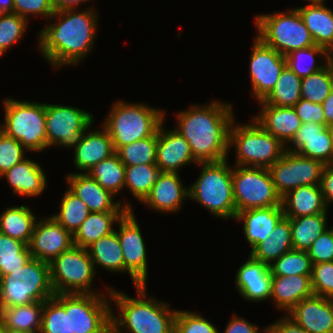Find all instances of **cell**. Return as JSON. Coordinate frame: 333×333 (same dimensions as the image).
Listing matches in <instances>:
<instances>
[{"label": "cell", "mask_w": 333, "mask_h": 333, "mask_svg": "<svg viewBox=\"0 0 333 333\" xmlns=\"http://www.w3.org/2000/svg\"><path fill=\"white\" fill-rule=\"evenodd\" d=\"M94 7L83 11H55L46 26L37 33V48L54 69L78 65L93 49L99 26L98 12ZM53 19L55 22L50 23Z\"/></svg>", "instance_id": "6da1fadb"}, {"label": "cell", "mask_w": 333, "mask_h": 333, "mask_svg": "<svg viewBox=\"0 0 333 333\" xmlns=\"http://www.w3.org/2000/svg\"><path fill=\"white\" fill-rule=\"evenodd\" d=\"M232 108L231 103L215 99L205 105H191L176 114L174 129L188 141L198 163L228 158L229 129L236 118Z\"/></svg>", "instance_id": "7a4b0ae2"}, {"label": "cell", "mask_w": 333, "mask_h": 333, "mask_svg": "<svg viewBox=\"0 0 333 333\" xmlns=\"http://www.w3.org/2000/svg\"><path fill=\"white\" fill-rule=\"evenodd\" d=\"M134 288L138 298L110 287V300L115 303L111 307L119 311L115 315L111 308V333H174L177 310H172L167 302L147 296V285Z\"/></svg>", "instance_id": "3957f363"}, {"label": "cell", "mask_w": 333, "mask_h": 333, "mask_svg": "<svg viewBox=\"0 0 333 333\" xmlns=\"http://www.w3.org/2000/svg\"><path fill=\"white\" fill-rule=\"evenodd\" d=\"M102 125L108 131L115 152L124 145L152 136L166 120V111L144 103L117 100Z\"/></svg>", "instance_id": "277c9868"}, {"label": "cell", "mask_w": 333, "mask_h": 333, "mask_svg": "<svg viewBox=\"0 0 333 333\" xmlns=\"http://www.w3.org/2000/svg\"><path fill=\"white\" fill-rule=\"evenodd\" d=\"M201 172L188 186L189 198L222 220H234L237 215L233 197L232 167L228 158L216 162H199Z\"/></svg>", "instance_id": "5b68a950"}, {"label": "cell", "mask_w": 333, "mask_h": 333, "mask_svg": "<svg viewBox=\"0 0 333 333\" xmlns=\"http://www.w3.org/2000/svg\"><path fill=\"white\" fill-rule=\"evenodd\" d=\"M251 121L236 124L229 129V151L235 149L233 165L269 168L286 151V146L271 133L265 131L252 117Z\"/></svg>", "instance_id": "8992f818"}, {"label": "cell", "mask_w": 333, "mask_h": 333, "mask_svg": "<svg viewBox=\"0 0 333 333\" xmlns=\"http://www.w3.org/2000/svg\"><path fill=\"white\" fill-rule=\"evenodd\" d=\"M50 265L30 258L21 268L0 278V307L26 305L54 297Z\"/></svg>", "instance_id": "52a82bcc"}, {"label": "cell", "mask_w": 333, "mask_h": 333, "mask_svg": "<svg viewBox=\"0 0 333 333\" xmlns=\"http://www.w3.org/2000/svg\"><path fill=\"white\" fill-rule=\"evenodd\" d=\"M4 123L0 130L30 152L47 149L45 103L4 98Z\"/></svg>", "instance_id": "ba28073f"}, {"label": "cell", "mask_w": 333, "mask_h": 333, "mask_svg": "<svg viewBox=\"0 0 333 333\" xmlns=\"http://www.w3.org/2000/svg\"><path fill=\"white\" fill-rule=\"evenodd\" d=\"M255 29L256 37L283 56L315 45L297 8L257 15Z\"/></svg>", "instance_id": "9c48e42d"}, {"label": "cell", "mask_w": 333, "mask_h": 333, "mask_svg": "<svg viewBox=\"0 0 333 333\" xmlns=\"http://www.w3.org/2000/svg\"><path fill=\"white\" fill-rule=\"evenodd\" d=\"M49 265L54 294H102L92 288L96 271L87 248L73 245Z\"/></svg>", "instance_id": "30bf717a"}, {"label": "cell", "mask_w": 333, "mask_h": 333, "mask_svg": "<svg viewBox=\"0 0 333 333\" xmlns=\"http://www.w3.org/2000/svg\"><path fill=\"white\" fill-rule=\"evenodd\" d=\"M234 167L232 165V183L237 213L281 205V197L275 190L268 168Z\"/></svg>", "instance_id": "8fae6325"}, {"label": "cell", "mask_w": 333, "mask_h": 333, "mask_svg": "<svg viewBox=\"0 0 333 333\" xmlns=\"http://www.w3.org/2000/svg\"><path fill=\"white\" fill-rule=\"evenodd\" d=\"M45 115L47 148L62 146L74 149L95 121L93 114L63 104L45 103Z\"/></svg>", "instance_id": "7c38bea8"}, {"label": "cell", "mask_w": 333, "mask_h": 333, "mask_svg": "<svg viewBox=\"0 0 333 333\" xmlns=\"http://www.w3.org/2000/svg\"><path fill=\"white\" fill-rule=\"evenodd\" d=\"M324 166L320 160L285 151L268 170L275 190L282 198L300 186L320 185Z\"/></svg>", "instance_id": "4fadbf2b"}, {"label": "cell", "mask_w": 333, "mask_h": 333, "mask_svg": "<svg viewBox=\"0 0 333 333\" xmlns=\"http://www.w3.org/2000/svg\"><path fill=\"white\" fill-rule=\"evenodd\" d=\"M104 294H70L71 333H111V300Z\"/></svg>", "instance_id": "5bb4252c"}, {"label": "cell", "mask_w": 333, "mask_h": 333, "mask_svg": "<svg viewBox=\"0 0 333 333\" xmlns=\"http://www.w3.org/2000/svg\"><path fill=\"white\" fill-rule=\"evenodd\" d=\"M116 230L123 253L125 272L135 286L146 285L148 278L147 250L134 211H127L117 222Z\"/></svg>", "instance_id": "9a60e30c"}, {"label": "cell", "mask_w": 333, "mask_h": 333, "mask_svg": "<svg viewBox=\"0 0 333 333\" xmlns=\"http://www.w3.org/2000/svg\"><path fill=\"white\" fill-rule=\"evenodd\" d=\"M249 62L251 96L259 102L274 88L286 66V59L255 36Z\"/></svg>", "instance_id": "2e32d148"}, {"label": "cell", "mask_w": 333, "mask_h": 333, "mask_svg": "<svg viewBox=\"0 0 333 333\" xmlns=\"http://www.w3.org/2000/svg\"><path fill=\"white\" fill-rule=\"evenodd\" d=\"M73 245V235L48 215L37 220L28 247L31 258L50 263Z\"/></svg>", "instance_id": "e0dca14e"}, {"label": "cell", "mask_w": 333, "mask_h": 333, "mask_svg": "<svg viewBox=\"0 0 333 333\" xmlns=\"http://www.w3.org/2000/svg\"><path fill=\"white\" fill-rule=\"evenodd\" d=\"M68 189L79 197L91 212H127L133 211L130 202H115L110 191L104 189L88 173L71 172L66 175ZM114 200V201H113Z\"/></svg>", "instance_id": "ac0fdd59"}, {"label": "cell", "mask_w": 333, "mask_h": 333, "mask_svg": "<svg viewBox=\"0 0 333 333\" xmlns=\"http://www.w3.org/2000/svg\"><path fill=\"white\" fill-rule=\"evenodd\" d=\"M163 121L157 130L156 165L160 172H176L188 164H198L188 141L175 129H165Z\"/></svg>", "instance_id": "d6986e66"}, {"label": "cell", "mask_w": 333, "mask_h": 333, "mask_svg": "<svg viewBox=\"0 0 333 333\" xmlns=\"http://www.w3.org/2000/svg\"><path fill=\"white\" fill-rule=\"evenodd\" d=\"M286 316L308 333H333V299L312 295L296 304Z\"/></svg>", "instance_id": "ffe728a7"}, {"label": "cell", "mask_w": 333, "mask_h": 333, "mask_svg": "<svg viewBox=\"0 0 333 333\" xmlns=\"http://www.w3.org/2000/svg\"><path fill=\"white\" fill-rule=\"evenodd\" d=\"M286 145V151L333 164V144L327 126L313 122L302 123L297 133Z\"/></svg>", "instance_id": "44dd1931"}, {"label": "cell", "mask_w": 333, "mask_h": 333, "mask_svg": "<svg viewBox=\"0 0 333 333\" xmlns=\"http://www.w3.org/2000/svg\"><path fill=\"white\" fill-rule=\"evenodd\" d=\"M188 198V187L183 185L179 173L160 172L150 193L142 203L153 211L173 214L182 208L183 202Z\"/></svg>", "instance_id": "7402d4cb"}, {"label": "cell", "mask_w": 333, "mask_h": 333, "mask_svg": "<svg viewBox=\"0 0 333 333\" xmlns=\"http://www.w3.org/2000/svg\"><path fill=\"white\" fill-rule=\"evenodd\" d=\"M248 259L238 268L235 286L240 296L248 302H263L270 299L272 274L269 265Z\"/></svg>", "instance_id": "603a6c76"}, {"label": "cell", "mask_w": 333, "mask_h": 333, "mask_svg": "<svg viewBox=\"0 0 333 333\" xmlns=\"http://www.w3.org/2000/svg\"><path fill=\"white\" fill-rule=\"evenodd\" d=\"M93 125L88 127L73 151L74 165L81 173H87L96 164L115 153L112 139L106 128L102 126L99 130H93Z\"/></svg>", "instance_id": "cb8c5ba5"}, {"label": "cell", "mask_w": 333, "mask_h": 333, "mask_svg": "<svg viewBox=\"0 0 333 333\" xmlns=\"http://www.w3.org/2000/svg\"><path fill=\"white\" fill-rule=\"evenodd\" d=\"M284 217L283 207L270 206L249 209L237 213L234 220L243 223V233L251 251L273 232L276 224Z\"/></svg>", "instance_id": "d4e9b609"}, {"label": "cell", "mask_w": 333, "mask_h": 333, "mask_svg": "<svg viewBox=\"0 0 333 333\" xmlns=\"http://www.w3.org/2000/svg\"><path fill=\"white\" fill-rule=\"evenodd\" d=\"M261 111L252 118L267 132L279 139L285 146L301 127V120L293 107H279L259 104Z\"/></svg>", "instance_id": "484cf974"}, {"label": "cell", "mask_w": 333, "mask_h": 333, "mask_svg": "<svg viewBox=\"0 0 333 333\" xmlns=\"http://www.w3.org/2000/svg\"><path fill=\"white\" fill-rule=\"evenodd\" d=\"M6 178L12 194L36 198L47 188L46 174L39 162L23 159L0 176Z\"/></svg>", "instance_id": "4316f807"}, {"label": "cell", "mask_w": 333, "mask_h": 333, "mask_svg": "<svg viewBox=\"0 0 333 333\" xmlns=\"http://www.w3.org/2000/svg\"><path fill=\"white\" fill-rule=\"evenodd\" d=\"M313 294L311 275L272 276L270 298L275 309L287 314L296 304Z\"/></svg>", "instance_id": "83f0119b"}, {"label": "cell", "mask_w": 333, "mask_h": 333, "mask_svg": "<svg viewBox=\"0 0 333 333\" xmlns=\"http://www.w3.org/2000/svg\"><path fill=\"white\" fill-rule=\"evenodd\" d=\"M286 218L317 215L328 212L320 185L300 186L281 198Z\"/></svg>", "instance_id": "f1b7e54d"}, {"label": "cell", "mask_w": 333, "mask_h": 333, "mask_svg": "<svg viewBox=\"0 0 333 333\" xmlns=\"http://www.w3.org/2000/svg\"><path fill=\"white\" fill-rule=\"evenodd\" d=\"M300 13L315 45L333 48V10L321 5L295 7Z\"/></svg>", "instance_id": "f546056e"}, {"label": "cell", "mask_w": 333, "mask_h": 333, "mask_svg": "<svg viewBox=\"0 0 333 333\" xmlns=\"http://www.w3.org/2000/svg\"><path fill=\"white\" fill-rule=\"evenodd\" d=\"M268 236L249 255L255 260L270 265L283 254L293 249L290 219L284 216Z\"/></svg>", "instance_id": "4dcf8cb0"}, {"label": "cell", "mask_w": 333, "mask_h": 333, "mask_svg": "<svg viewBox=\"0 0 333 333\" xmlns=\"http://www.w3.org/2000/svg\"><path fill=\"white\" fill-rule=\"evenodd\" d=\"M126 212H91L73 235L75 246L87 248L115 231V224Z\"/></svg>", "instance_id": "1f68e13d"}, {"label": "cell", "mask_w": 333, "mask_h": 333, "mask_svg": "<svg viewBox=\"0 0 333 333\" xmlns=\"http://www.w3.org/2000/svg\"><path fill=\"white\" fill-rule=\"evenodd\" d=\"M87 250L96 272V268L100 266L112 273H125L123 253L116 230L93 242L87 247Z\"/></svg>", "instance_id": "d6a6232c"}, {"label": "cell", "mask_w": 333, "mask_h": 333, "mask_svg": "<svg viewBox=\"0 0 333 333\" xmlns=\"http://www.w3.org/2000/svg\"><path fill=\"white\" fill-rule=\"evenodd\" d=\"M37 220L27 205L5 208L0 214V233L29 245Z\"/></svg>", "instance_id": "836d02e7"}, {"label": "cell", "mask_w": 333, "mask_h": 333, "mask_svg": "<svg viewBox=\"0 0 333 333\" xmlns=\"http://www.w3.org/2000/svg\"><path fill=\"white\" fill-rule=\"evenodd\" d=\"M44 301L0 309V322L4 327L39 333L41 329Z\"/></svg>", "instance_id": "e575fe53"}, {"label": "cell", "mask_w": 333, "mask_h": 333, "mask_svg": "<svg viewBox=\"0 0 333 333\" xmlns=\"http://www.w3.org/2000/svg\"><path fill=\"white\" fill-rule=\"evenodd\" d=\"M39 333H71L70 294H55L44 301Z\"/></svg>", "instance_id": "d590c367"}, {"label": "cell", "mask_w": 333, "mask_h": 333, "mask_svg": "<svg viewBox=\"0 0 333 333\" xmlns=\"http://www.w3.org/2000/svg\"><path fill=\"white\" fill-rule=\"evenodd\" d=\"M328 212L289 218L294 250L307 251L313 242L328 229Z\"/></svg>", "instance_id": "8d00e7d4"}, {"label": "cell", "mask_w": 333, "mask_h": 333, "mask_svg": "<svg viewBox=\"0 0 333 333\" xmlns=\"http://www.w3.org/2000/svg\"><path fill=\"white\" fill-rule=\"evenodd\" d=\"M301 82L302 79L286 65L274 88L257 103L294 107L301 99Z\"/></svg>", "instance_id": "74e56055"}, {"label": "cell", "mask_w": 333, "mask_h": 333, "mask_svg": "<svg viewBox=\"0 0 333 333\" xmlns=\"http://www.w3.org/2000/svg\"><path fill=\"white\" fill-rule=\"evenodd\" d=\"M329 57V51L326 48L313 45L294 50L287 54L285 59L286 65L302 79L324 68L330 62ZM317 61L319 62L317 63Z\"/></svg>", "instance_id": "f35d334b"}, {"label": "cell", "mask_w": 333, "mask_h": 333, "mask_svg": "<svg viewBox=\"0 0 333 333\" xmlns=\"http://www.w3.org/2000/svg\"><path fill=\"white\" fill-rule=\"evenodd\" d=\"M125 167L115 152L110 157L96 164L87 173L104 189L116 196L124 188Z\"/></svg>", "instance_id": "ab89813d"}, {"label": "cell", "mask_w": 333, "mask_h": 333, "mask_svg": "<svg viewBox=\"0 0 333 333\" xmlns=\"http://www.w3.org/2000/svg\"><path fill=\"white\" fill-rule=\"evenodd\" d=\"M159 173L156 164L126 166L124 188L142 203L150 193Z\"/></svg>", "instance_id": "60d3db41"}, {"label": "cell", "mask_w": 333, "mask_h": 333, "mask_svg": "<svg viewBox=\"0 0 333 333\" xmlns=\"http://www.w3.org/2000/svg\"><path fill=\"white\" fill-rule=\"evenodd\" d=\"M60 201L59 211L51 215L72 235L91 213L88 206L68 188Z\"/></svg>", "instance_id": "b9f144b4"}, {"label": "cell", "mask_w": 333, "mask_h": 333, "mask_svg": "<svg viewBox=\"0 0 333 333\" xmlns=\"http://www.w3.org/2000/svg\"><path fill=\"white\" fill-rule=\"evenodd\" d=\"M30 258L26 243L0 233V278L21 268Z\"/></svg>", "instance_id": "7bdbcfd3"}, {"label": "cell", "mask_w": 333, "mask_h": 333, "mask_svg": "<svg viewBox=\"0 0 333 333\" xmlns=\"http://www.w3.org/2000/svg\"><path fill=\"white\" fill-rule=\"evenodd\" d=\"M333 89V65L329 62L319 71L302 78L301 98L322 104Z\"/></svg>", "instance_id": "ee69618b"}, {"label": "cell", "mask_w": 333, "mask_h": 333, "mask_svg": "<svg viewBox=\"0 0 333 333\" xmlns=\"http://www.w3.org/2000/svg\"><path fill=\"white\" fill-rule=\"evenodd\" d=\"M157 131L145 139L121 146L116 153L125 166L156 164Z\"/></svg>", "instance_id": "f6af8a7d"}, {"label": "cell", "mask_w": 333, "mask_h": 333, "mask_svg": "<svg viewBox=\"0 0 333 333\" xmlns=\"http://www.w3.org/2000/svg\"><path fill=\"white\" fill-rule=\"evenodd\" d=\"M272 276L311 275L312 262L307 251L290 250L269 265Z\"/></svg>", "instance_id": "bcb514c9"}, {"label": "cell", "mask_w": 333, "mask_h": 333, "mask_svg": "<svg viewBox=\"0 0 333 333\" xmlns=\"http://www.w3.org/2000/svg\"><path fill=\"white\" fill-rule=\"evenodd\" d=\"M16 13H0V57L9 48L22 40L28 29V22Z\"/></svg>", "instance_id": "7dc6e473"}, {"label": "cell", "mask_w": 333, "mask_h": 333, "mask_svg": "<svg viewBox=\"0 0 333 333\" xmlns=\"http://www.w3.org/2000/svg\"><path fill=\"white\" fill-rule=\"evenodd\" d=\"M174 333H219V330L200 313L177 310L174 320Z\"/></svg>", "instance_id": "c3c4849f"}, {"label": "cell", "mask_w": 333, "mask_h": 333, "mask_svg": "<svg viewBox=\"0 0 333 333\" xmlns=\"http://www.w3.org/2000/svg\"><path fill=\"white\" fill-rule=\"evenodd\" d=\"M23 145L0 130V176L25 159Z\"/></svg>", "instance_id": "681fc988"}, {"label": "cell", "mask_w": 333, "mask_h": 333, "mask_svg": "<svg viewBox=\"0 0 333 333\" xmlns=\"http://www.w3.org/2000/svg\"><path fill=\"white\" fill-rule=\"evenodd\" d=\"M313 294L333 299V262L312 264Z\"/></svg>", "instance_id": "f907efd6"}, {"label": "cell", "mask_w": 333, "mask_h": 333, "mask_svg": "<svg viewBox=\"0 0 333 333\" xmlns=\"http://www.w3.org/2000/svg\"><path fill=\"white\" fill-rule=\"evenodd\" d=\"M54 12L52 0H13V13L22 16L26 20L31 15L49 19Z\"/></svg>", "instance_id": "816d5d0a"}, {"label": "cell", "mask_w": 333, "mask_h": 333, "mask_svg": "<svg viewBox=\"0 0 333 333\" xmlns=\"http://www.w3.org/2000/svg\"><path fill=\"white\" fill-rule=\"evenodd\" d=\"M307 253L312 264L333 262V226L313 242Z\"/></svg>", "instance_id": "f5cc1de1"}, {"label": "cell", "mask_w": 333, "mask_h": 333, "mask_svg": "<svg viewBox=\"0 0 333 333\" xmlns=\"http://www.w3.org/2000/svg\"><path fill=\"white\" fill-rule=\"evenodd\" d=\"M302 123L313 122L325 125V118L322 104L312 103L310 101L300 99L293 107Z\"/></svg>", "instance_id": "db71d44e"}, {"label": "cell", "mask_w": 333, "mask_h": 333, "mask_svg": "<svg viewBox=\"0 0 333 333\" xmlns=\"http://www.w3.org/2000/svg\"><path fill=\"white\" fill-rule=\"evenodd\" d=\"M264 333H308L304 328L295 324L285 314L274 323L263 329Z\"/></svg>", "instance_id": "11a10c76"}, {"label": "cell", "mask_w": 333, "mask_h": 333, "mask_svg": "<svg viewBox=\"0 0 333 333\" xmlns=\"http://www.w3.org/2000/svg\"><path fill=\"white\" fill-rule=\"evenodd\" d=\"M231 317L223 333H262L256 323L248 322V320L236 314Z\"/></svg>", "instance_id": "9f6ffc18"}, {"label": "cell", "mask_w": 333, "mask_h": 333, "mask_svg": "<svg viewBox=\"0 0 333 333\" xmlns=\"http://www.w3.org/2000/svg\"><path fill=\"white\" fill-rule=\"evenodd\" d=\"M320 186L325 204L329 209V204L333 203V164H325Z\"/></svg>", "instance_id": "6f0895ef"}, {"label": "cell", "mask_w": 333, "mask_h": 333, "mask_svg": "<svg viewBox=\"0 0 333 333\" xmlns=\"http://www.w3.org/2000/svg\"><path fill=\"white\" fill-rule=\"evenodd\" d=\"M93 0H52L55 11L64 9H78L79 4L91 2Z\"/></svg>", "instance_id": "680465c9"}, {"label": "cell", "mask_w": 333, "mask_h": 333, "mask_svg": "<svg viewBox=\"0 0 333 333\" xmlns=\"http://www.w3.org/2000/svg\"><path fill=\"white\" fill-rule=\"evenodd\" d=\"M325 126L333 123V89L322 103Z\"/></svg>", "instance_id": "91938a15"}, {"label": "cell", "mask_w": 333, "mask_h": 333, "mask_svg": "<svg viewBox=\"0 0 333 333\" xmlns=\"http://www.w3.org/2000/svg\"><path fill=\"white\" fill-rule=\"evenodd\" d=\"M13 0H0V13H12Z\"/></svg>", "instance_id": "94428289"}, {"label": "cell", "mask_w": 333, "mask_h": 333, "mask_svg": "<svg viewBox=\"0 0 333 333\" xmlns=\"http://www.w3.org/2000/svg\"><path fill=\"white\" fill-rule=\"evenodd\" d=\"M5 333H30V332L5 327Z\"/></svg>", "instance_id": "6125c7cd"}, {"label": "cell", "mask_w": 333, "mask_h": 333, "mask_svg": "<svg viewBox=\"0 0 333 333\" xmlns=\"http://www.w3.org/2000/svg\"><path fill=\"white\" fill-rule=\"evenodd\" d=\"M307 2H310L309 5H321V4H325L324 1L325 0H306Z\"/></svg>", "instance_id": "be15d7a7"}, {"label": "cell", "mask_w": 333, "mask_h": 333, "mask_svg": "<svg viewBox=\"0 0 333 333\" xmlns=\"http://www.w3.org/2000/svg\"><path fill=\"white\" fill-rule=\"evenodd\" d=\"M327 128L329 130L330 136H331V140H332V144H333V123L327 125Z\"/></svg>", "instance_id": "e7e4bbea"}, {"label": "cell", "mask_w": 333, "mask_h": 333, "mask_svg": "<svg viewBox=\"0 0 333 333\" xmlns=\"http://www.w3.org/2000/svg\"><path fill=\"white\" fill-rule=\"evenodd\" d=\"M329 61H330V63L333 65V48L329 51Z\"/></svg>", "instance_id": "03108f58"}, {"label": "cell", "mask_w": 333, "mask_h": 333, "mask_svg": "<svg viewBox=\"0 0 333 333\" xmlns=\"http://www.w3.org/2000/svg\"><path fill=\"white\" fill-rule=\"evenodd\" d=\"M0 333H5V327L1 322H0Z\"/></svg>", "instance_id": "003e7915"}]
</instances>
